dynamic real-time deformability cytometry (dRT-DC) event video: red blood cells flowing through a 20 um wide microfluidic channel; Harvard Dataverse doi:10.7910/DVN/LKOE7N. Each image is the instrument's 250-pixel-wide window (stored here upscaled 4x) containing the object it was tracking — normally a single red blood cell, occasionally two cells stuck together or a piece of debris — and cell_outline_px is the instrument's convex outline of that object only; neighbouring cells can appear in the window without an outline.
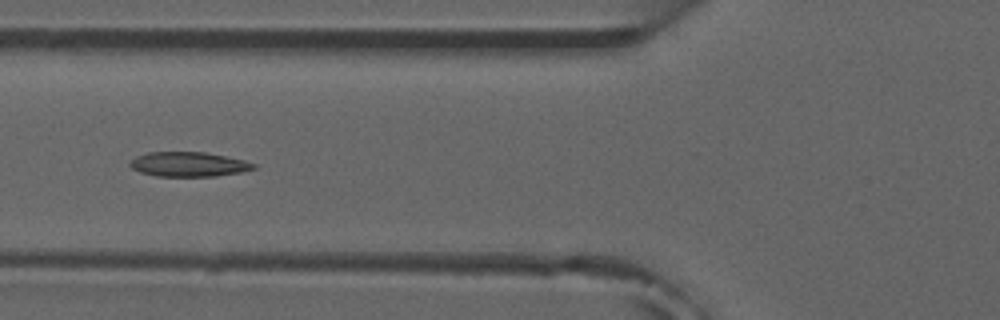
{"species": "common noctule bat (a hibernating species)", "species_latin": "Nyctalus noctula", "temperature_condition": "room temperature", "stored_images_in_passage": 8, "camera_frame_rate_fps": 3000, "um_per_image_px": 0.085, "animal": {"sex": "male", "forearm_length_mm": 52.5}, "frame": {"image": 1, "passage_image": 5, "time_ms": 5.667, "image_size_px": [1000, 320], "cell_outline_px": [[256, 168], [240, 172], [216, 176], [156, 176], [140, 172], [132, 168], [128, 164], [136, 156], [148, 152], [204, 152], [244, 160], [256, 164]], "centroid_in_image_um": [16.01, 13.96], "position_along_channel_um": 109.8, "area_um2": 17.63}}
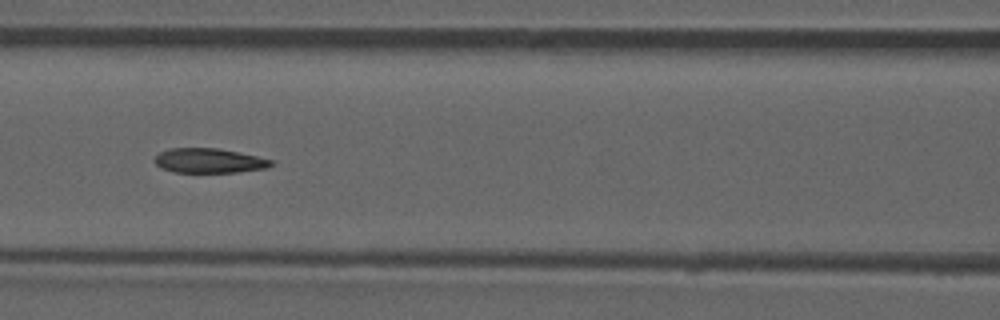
{"frame": {"image": 2, "passage_image": 6, "time_ms": 6.667, "image_size_px": [1000, 320], "cell_outline_px": [[276, 164], [268, 168], [236, 172], [172, 172], [160, 168], [152, 160], [160, 152], [168, 148], [220, 148], [276, 160]], "centroid_in_image_um": [17.81, 13.65], "position_along_channel_um": 148.8, "area_um2": 17.05}}